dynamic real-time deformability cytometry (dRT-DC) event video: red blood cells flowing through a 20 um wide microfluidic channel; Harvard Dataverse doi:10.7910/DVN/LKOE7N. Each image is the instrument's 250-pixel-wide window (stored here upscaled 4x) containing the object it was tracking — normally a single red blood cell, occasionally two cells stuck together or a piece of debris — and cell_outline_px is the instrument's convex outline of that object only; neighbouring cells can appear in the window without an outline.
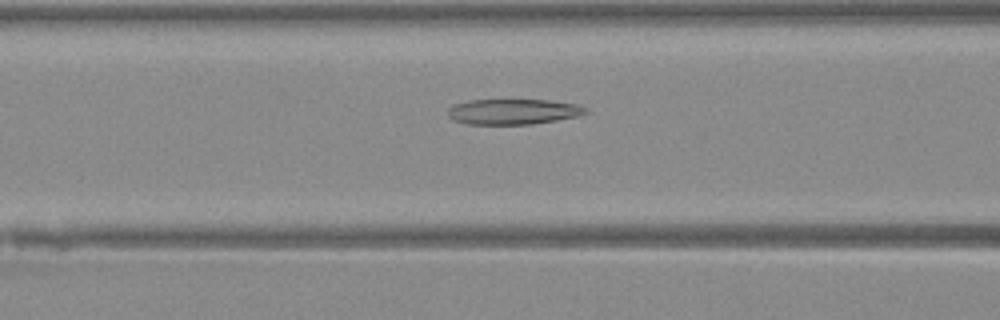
{"species": "Egyptian fruit bat (a non-hibernating species)", "species_latin": "Rousettus aegyptiacus", "temperature_condition": "warm", "stored_images_in_passage": 48, "camera_frame_rate_fps": 3000, "um_per_image_px": 0.085, "animal": {"sex": "female"}, "frame": {"image": 1, "passage_image": 20, "time_ms": 6.333, "image_size_px": [1000, 320], "cell_outline_px": [[588, 112], [576, 116], [556, 120], [532, 124], [468, 124], [456, 120], [448, 116], [448, 108], [456, 104], [468, 100], [548, 100], [576, 104], [588, 108]], "centroid_in_image_um": [43.63, 9.48], "position_along_channel_um": 123.0, "area_um2": 20.23}}
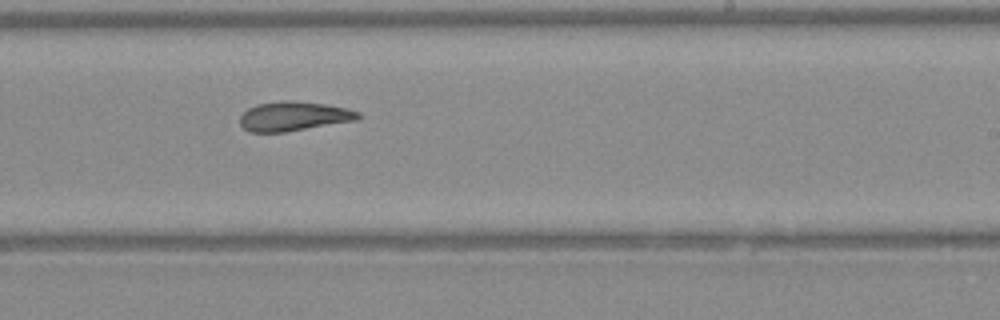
{"frame": {"image": 2, "passage_image": 30, "time_ms": 9.667, "image_size_px": [1000, 320], "cell_outline_px": [[360, 116], [356, 120], [284, 132], [248, 132], [240, 124], [240, 116], [248, 108], [256, 104], [284, 100], [288, 100], [324, 104], [348, 108], [360, 112]], "centroid_in_image_um": [24.94, 9.87], "position_along_channel_um": 264.1, "area_um2": 20.11}}
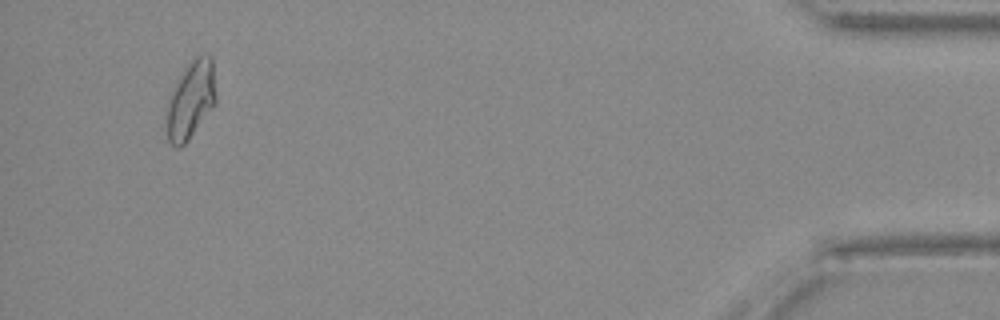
{"frame": {"image": 3, "passage_image": 46, "time_ms": 15.0, "image_size_px": [1000, 320], "cell_outline_px": [[216, 104], [188, 140], [180, 148], [176, 148], [168, 140], [168, 104], [176, 84], [184, 68], [196, 56], [208, 52], [212, 56], [216, 96]], "centroid_in_image_um": [16.27, 8.46], "position_along_channel_um": 418.9, "area_um2": 21.96}}